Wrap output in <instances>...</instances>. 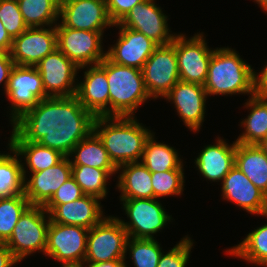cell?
I'll use <instances>...</instances> for the list:
<instances>
[{"mask_svg":"<svg viewBox=\"0 0 267 267\" xmlns=\"http://www.w3.org/2000/svg\"><path fill=\"white\" fill-rule=\"evenodd\" d=\"M35 67L41 75L48 97H70L76 94L79 67L57 48Z\"/></svg>","mask_w":267,"mask_h":267,"instance_id":"4fadbf2b","label":"cell"},{"mask_svg":"<svg viewBox=\"0 0 267 267\" xmlns=\"http://www.w3.org/2000/svg\"><path fill=\"white\" fill-rule=\"evenodd\" d=\"M100 201L96 196L84 195L70 203L45 205L44 209L51 222L91 229L106 217Z\"/></svg>","mask_w":267,"mask_h":267,"instance_id":"44dd1931","label":"cell"},{"mask_svg":"<svg viewBox=\"0 0 267 267\" xmlns=\"http://www.w3.org/2000/svg\"><path fill=\"white\" fill-rule=\"evenodd\" d=\"M0 20L12 39L28 28L17 0H0Z\"/></svg>","mask_w":267,"mask_h":267,"instance_id":"8d00e7d4","label":"cell"},{"mask_svg":"<svg viewBox=\"0 0 267 267\" xmlns=\"http://www.w3.org/2000/svg\"><path fill=\"white\" fill-rule=\"evenodd\" d=\"M128 234L117 216H106L89 229L84 265L126 260Z\"/></svg>","mask_w":267,"mask_h":267,"instance_id":"8992f818","label":"cell"},{"mask_svg":"<svg viewBox=\"0 0 267 267\" xmlns=\"http://www.w3.org/2000/svg\"><path fill=\"white\" fill-rule=\"evenodd\" d=\"M153 186V198L180 196L185 187L184 169H175L165 172L151 173Z\"/></svg>","mask_w":267,"mask_h":267,"instance_id":"d590c367","label":"cell"},{"mask_svg":"<svg viewBox=\"0 0 267 267\" xmlns=\"http://www.w3.org/2000/svg\"><path fill=\"white\" fill-rule=\"evenodd\" d=\"M71 166H89L103 170H117L98 135L92 131L71 151Z\"/></svg>","mask_w":267,"mask_h":267,"instance_id":"83f0119b","label":"cell"},{"mask_svg":"<svg viewBox=\"0 0 267 267\" xmlns=\"http://www.w3.org/2000/svg\"><path fill=\"white\" fill-rule=\"evenodd\" d=\"M126 254L134 267H157L159 258L163 252L162 246L155 239H136L129 237L126 243Z\"/></svg>","mask_w":267,"mask_h":267,"instance_id":"e575fe53","label":"cell"},{"mask_svg":"<svg viewBox=\"0 0 267 267\" xmlns=\"http://www.w3.org/2000/svg\"><path fill=\"white\" fill-rule=\"evenodd\" d=\"M89 229L50 221L45 257L61 262V267H83Z\"/></svg>","mask_w":267,"mask_h":267,"instance_id":"ba28073f","label":"cell"},{"mask_svg":"<svg viewBox=\"0 0 267 267\" xmlns=\"http://www.w3.org/2000/svg\"><path fill=\"white\" fill-rule=\"evenodd\" d=\"M244 106L250 112L240 122L239 125L244 130L235 141L246 145H258L267 137V98L256 95L249 96Z\"/></svg>","mask_w":267,"mask_h":267,"instance_id":"484cf974","label":"cell"},{"mask_svg":"<svg viewBox=\"0 0 267 267\" xmlns=\"http://www.w3.org/2000/svg\"><path fill=\"white\" fill-rule=\"evenodd\" d=\"M153 132L146 140L141 163L151 172L183 169V160L178 151L164 142H156Z\"/></svg>","mask_w":267,"mask_h":267,"instance_id":"f1b7e54d","label":"cell"},{"mask_svg":"<svg viewBox=\"0 0 267 267\" xmlns=\"http://www.w3.org/2000/svg\"><path fill=\"white\" fill-rule=\"evenodd\" d=\"M183 238V239H182ZM166 253L163 251L157 267H186L190 258V252L194 247V240L190 236H184ZM165 253V254H164Z\"/></svg>","mask_w":267,"mask_h":267,"instance_id":"74e56055","label":"cell"},{"mask_svg":"<svg viewBox=\"0 0 267 267\" xmlns=\"http://www.w3.org/2000/svg\"><path fill=\"white\" fill-rule=\"evenodd\" d=\"M56 48V25L27 28L13 39L10 55L15 65L35 67Z\"/></svg>","mask_w":267,"mask_h":267,"instance_id":"2e32d148","label":"cell"},{"mask_svg":"<svg viewBox=\"0 0 267 267\" xmlns=\"http://www.w3.org/2000/svg\"><path fill=\"white\" fill-rule=\"evenodd\" d=\"M9 145L18 153L23 166L24 178L29 173L46 170L59 163L65 156L59 151L40 145L38 142L31 141H8ZM24 158V160H22ZM27 170L26 169V167ZM29 170V171H28Z\"/></svg>","mask_w":267,"mask_h":267,"instance_id":"4316f807","label":"cell"},{"mask_svg":"<svg viewBox=\"0 0 267 267\" xmlns=\"http://www.w3.org/2000/svg\"><path fill=\"white\" fill-rule=\"evenodd\" d=\"M95 116L77 97H48L23 113L11 126L8 141L38 142L68 157L93 131Z\"/></svg>","mask_w":267,"mask_h":267,"instance_id":"6da1fadb","label":"cell"},{"mask_svg":"<svg viewBox=\"0 0 267 267\" xmlns=\"http://www.w3.org/2000/svg\"><path fill=\"white\" fill-rule=\"evenodd\" d=\"M205 39L204 33L200 31L190 38L183 33L175 35V53L181 81L205 84L214 51Z\"/></svg>","mask_w":267,"mask_h":267,"instance_id":"8fae6325","label":"cell"},{"mask_svg":"<svg viewBox=\"0 0 267 267\" xmlns=\"http://www.w3.org/2000/svg\"><path fill=\"white\" fill-rule=\"evenodd\" d=\"M55 1L59 6H61V5L65 4V3L69 2V1H72V0H55Z\"/></svg>","mask_w":267,"mask_h":267,"instance_id":"c3c4849f","label":"cell"},{"mask_svg":"<svg viewBox=\"0 0 267 267\" xmlns=\"http://www.w3.org/2000/svg\"><path fill=\"white\" fill-rule=\"evenodd\" d=\"M49 225V213L43 206L30 205L23 212L5 243L18 262L36 252L45 256Z\"/></svg>","mask_w":267,"mask_h":267,"instance_id":"5b68a950","label":"cell"},{"mask_svg":"<svg viewBox=\"0 0 267 267\" xmlns=\"http://www.w3.org/2000/svg\"><path fill=\"white\" fill-rule=\"evenodd\" d=\"M156 0H145L131 9L129 13L114 26H123L143 33L157 45L170 44L177 33L168 27V16L163 13Z\"/></svg>","mask_w":267,"mask_h":267,"instance_id":"5bb4252c","label":"cell"},{"mask_svg":"<svg viewBox=\"0 0 267 267\" xmlns=\"http://www.w3.org/2000/svg\"><path fill=\"white\" fill-rule=\"evenodd\" d=\"M122 209L129 221L117 217L127 231L128 237L136 239H155L154 234L168 225L172 215L166 212L161 201L150 199H120Z\"/></svg>","mask_w":267,"mask_h":267,"instance_id":"52a82bcc","label":"cell"},{"mask_svg":"<svg viewBox=\"0 0 267 267\" xmlns=\"http://www.w3.org/2000/svg\"><path fill=\"white\" fill-rule=\"evenodd\" d=\"M109 85V116L134 117L136 110L151 97L141 69L119 65L106 56Z\"/></svg>","mask_w":267,"mask_h":267,"instance_id":"277c9868","label":"cell"},{"mask_svg":"<svg viewBox=\"0 0 267 267\" xmlns=\"http://www.w3.org/2000/svg\"><path fill=\"white\" fill-rule=\"evenodd\" d=\"M6 97L11 103L10 123L34 108L40 100L48 98L42 78L36 67L15 65L10 73Z\"/></svg>","mask_w":267,"mask_h":267,"instance_id":"30bf717a","label":"cell"},{"mask_svg":"<svg viewBox=\"0 0 267 267\" xmlns=\"http://www.w3.org/2000/svg\"><path fill=\"white\" fill-rule=\"evenodd\" d=\"M28 28L55 26L60 6L55 0H17Z\"/></svg>","mask_w":267,"mask_h":267,"instance_id":"1f68e13d","label":"cell"},{"mask_svg":"<svg viewBox=\"0 0 267 267\" xmlns=\"http://www.w3.org/2000/svg\"><path fill=\"white\" fill-rule=\"evenodd\" d=\"M116 189L120 199H150L153 198L151 172L141 163H126L118 167Z\"/></svg>","mask_w":267,"mask_h":267,"instance_id":"cb8c5ba5","label":"cell"},{"mask_svg":"<svg viewBox=\"0 0 267 267\" xmlns=\"http://www.w3.org/2000/svg\"><path fill=\"white\" fill-rule=\"evenodd\" d=\"M85 194L82 192L81 187L75 182L71 176L52 196L46 205H60L75 201Z\"/></svg>","mask_w":267,"mask_h":267,"instance_id":"f35d334b","label":"cell"},{"mask_svg":"<svg viewBox=\"0 0 267 267\" xmlns=\"http://www.w3.org/2000/svg\"><path fill=\"white\" fill-rule=\"evenodd\" d=\"M223 201L236 204L250 214L267 213V196L261 192L236 166L221 182Z\"/></svg>","mask_w":267,"mask_h":267,"instance_id":"ffe728a7","label":"cell"},{"mask_svg":"<svg viewBox=\"0 0 267 267\" xmlns=\"http://www.w3.org/2000/svg\"><path fill=\"white\" fill-rule=\"evenodd\" d=\"M163 98L174 104L178 117L188 129L199 132L208 100L203 85L179 80Z\"/></svg>","mask_w":267,"mask_h":267,"instance_id":"9a60e30c","label":"cell"},{"mask_svg":"<svg viewBox=\"0 0 267 267\" xmlns=\"http://www.w3.org/2000/svg\"><path fill=\"white\" fill-rule=\"evenodd\" d=\"M126 260H113L98 264L84 265L83 267H128Z\"/></svg>","mask_w":267,"mask_h":267,"instance_id":"f6af8a7d","label":"cell"},{"mask_svg":"<svg viewBox=\"0 0 267 267\" xmlns=\"http://www.w3.org/2000/svg\"><path fill=\"white\" fill-rule=\"evenodd\" d=\"M145 0H105L107 11L114 24L119 23L136 5Z\"/></svg>","mask_w":267,"mask_h":267,"instance_id":"ab89813d","label":"cell"},{"mask_svg":"<svg viewBox=\"0 0 267 267\" xmlns=\"http://www.w3.org/2000/svg\"><path fill=\"white\" fill-rule=\"evenodd\" d=\"M8 149L10 153H0V198L24 194L22 161L9 144Z\"/></svg>","mask_w":267,"mask_h":267,"instance_id":"4dcf8cb0","label":"cell"},{"mask_svg":"<svg viewBox=\"0 0 267 267\" xmlns=\"http://www.w3.org/2000/svg\"><path fill=\"white\" fill-rule=\"evenodd\" d=\"M134 117H96L93 131L102 141L113 164L140 162L146 140L153 133Z\"/></svg>","mask_w":267,"mask_h":267,"instance_id":"7a4b0ae2","label":"cell"},{"mask_svg":"<svg viewBox=\"0 0 267 267\" xmlns=\"http://www.w3.org/2000/svg\"><path fill=\"white\" fill-rule=\"evenodd\" d=\"M213 145H205L194 159L198 172L207 181L221 182L235 166L236 141L228 144L226 139L217 137Z\"/></svg>","mask_w":267,"mask_h":267,"instance_id":"603a6c76","label":"cell"},{"mask_svg":"<svg viewBox=\"0 0 267 267\" xmlns=\"http://www.w3.org/2000/svg\"><path fill=\"white\" fill-rule=\"evenodd\" d=\"M71 176L70 158L64 157L56 165L40 172L31 173L29 178H25L24 195L31 206L44 207Z\"/></svg>","mask_w":267,"mask_h":267,"instance_id":"7402d4cb","label":"cell"},{"mask_svg":"<svg viewBox=\"0 0 267 267\" xmlns=\"http://www.w3.org/2000/svg\"><path fill=\"white\" fill-rule=\"evenodd\" d=\"M267 218V213L264 215ZM232 257L267 267V223L254 228L238 245L225 250Z\"/></svg>","mask_w":267,"mask_h":267,"instance_id":"f546056e","label":"cell"},{"mask_svg":"<svg viewBox=\"0 0 267 267\" xmlns=\"http://www.w3.org/2000/svg\"><path fill=\"white\" fill-rule=\"evenodd\" d=\"M18 261L5 243H0V267H13Z\"/></svg>","mask_w":267,"mask_h":267,"instance_id":"7bdbcfd3","label":"cell"},{"mask_svg":"<svg viewBox=\"0 0 267 267\" xmlns=\"http://www.w3.org/2000/svg\"><path fill=\"white\" fill-rule=\"evenodd\" d=\"M13 39L9 36L2 21L0 20V52L10 53Z\"/></svg>","mask_w":267,"mask_h":267,"instance_id":"ee69618b","label":"cell"},{"mask_svg":"<svg viewBox=\"0 0 267 267\" xmlns=\"http://www.w3.org/2000/svg\"><path fill=\"white\" fill-rule=\"evenodd\" d=\"M29 206L24 194L0 198V243L9 240L20 216Z\"/></svg>","mask_w":267,"mask_h":267,"instance_id":"836d02e7","label":"cell"},{"mask_svg":"<svg viewBox=\"0 0 267 267\" xmlns=\"http://www.w3.org/2000/svg\"><path fill=\"white\" fill-rule=\"evenodd\" d=\"M104 31L76 30L56 24V43L68 59L79 68L98 65L105 57L102 41Z\"/></svg>","mask_w":267,"mask_h":267,"instance_id":"9c48e42d","label":"cell"},{"mask_svg":"<svg viewBox=\"0 0 267 267\" xmlns=\"http://www.w3.org/2000/svg\"><path fill=\"white\" fill-rule=\"evenodd\" d=\"M151 99L163 98L180 80L175 53V37L170 44L158 45L141 69Z\"/></svg>","mask_w":267,"mask_h":267,"instance_id":"7c38bea8","label":"cell"},{"mask_svg":"<svg viewBox=\"0 0 267 267\" xmlns=\"http://www.w3.org/2000/svg\"><path fill=\"white\" fill-rule=\"evenodd\" d=\"M254 70L231 47L215 48L209 62L208 74L203 85L211 95H237L254 93Z\"/></svg>","mask_w":267,"mask_h":267,"instance_id":"3957f363","label":"cell"},{"mask_svg":"<svg viewBox=\"0 0 267 267\" xmlns=\"http://www.w3.org/2000/svg\"><path fill=\"white\" fill-rule=\"evenodd\" d=\"M235 166L267 196V155L259 146L237 143Z\"/></svg>","mask_w":267,"mask_h":267,"instance_id":"d4e9b609","label":"cell"},{"mask_svg":"<svg viewBox=\"0 0 267 267\" xmlns=\"http://www.w3.org/2000/svg\"><path fill=\"white\" fill-rule=\"evenodd\" d=\"M115 27L120 29L118 39L108 48L106 56L119 65L142 69L158 45L143 33L123 26Z\"/></svg>","mask_w":267,"mask_h":267,"instance_id":"d6986e66","label":"cell"},{"mask_svg":"<svg viewBox=\"0 0 267 267\" xmlns=\"http://www.w3.org/2000/svg\"><path fill=\"white\" fill-rule=\"evenodd\" d=\"M253 2H256L264 10L265 14H267V0H254Z\"/></svg>","mask_w":267,"mask_h":267,"instance_id":"bcb514c9","label":"cell"},{"mask_svg":"<svg viewBox=\"0 0 267 267\" xmlns=\"http://www.w3.org/2000/svg\"><path fill=\"white\" fill-rule=\"evenodd\" d=\"M257 146H259L267 155V137H265L260 143H258Z\"/></svg>","mask_w":267,"mask_h":267,"instance_id":"7dc6e473","label":"cell"},{"mask_svg":"<svg viewBox=\"0 0 267 267\" xmlns=\"http://www.w3.org/2000/svg\"><path fill=\"white\" fill-rule=\"evenodd\" d=\"M254 93L256 96L267 98V62L261 72L254 71Z\"/></svg>","mask_w":267,"mask_h":267,"instance_id":"b9f144b4","label":"cell"},{"mask_svg":"<svg viewBox=\"0 0 267 267\" xmlns=\"http://www.w3.org/2000/svg\"><path fill=\"white\" fill-rule=\"evenodd\" d=\"M59 19L63 26L76 30L105 31L114 26L105 0L69 1L60 6Z\"/></svg>","mask_w":267,"mask_h":267,"instance_id":"e0dca14e","label":"cell"},{"mask_svg":"<svg viewBox=\"0 0 267 267\" xmlns=\"http://www.w3.org/2000/svg\"><path fill=\"white\" fill-rule=\"evenodd\" d=\"M87 68V69H86ZM86 69L84 79L77 80L75 96L82 106L95 117L109 116V85L106 74V57L98 65L80 67Z\"/></svg>","mask_w":267,"mask_h":267,"instance_id":"ac0fdd59","label":"cell"},{"mask_svg":"<svg viewBox=\"0 0 267 267\" xmlns=\"http://www.w3.org/2000/svg\"><path fill=\"white\" fill-rule=\"evenodd\" d=\"M72 177L75 182L81 187L85 195H92L105 199L108 195V181L117 170H103L89 166H71ZM110 178V179H109Z\"/></svg>","mask_w":267,"mask_h":267,"instance_id":"d6a6232c","label":"cell"},{"mask_svg":"<svg viewBox=\"0 0 267 267\" xmlns=\"http://www.w3.org/2000/svg\"><path fill=\"white\" fill-rule=\"evenodd\" d=\"M15 66L10 53L0 52V85H4V92L7 89L10 73Z\"/></svg>","mask_w":267,"mask_h":267,"instance_id":"60d3db41","label":"cell"}]
</instances>
